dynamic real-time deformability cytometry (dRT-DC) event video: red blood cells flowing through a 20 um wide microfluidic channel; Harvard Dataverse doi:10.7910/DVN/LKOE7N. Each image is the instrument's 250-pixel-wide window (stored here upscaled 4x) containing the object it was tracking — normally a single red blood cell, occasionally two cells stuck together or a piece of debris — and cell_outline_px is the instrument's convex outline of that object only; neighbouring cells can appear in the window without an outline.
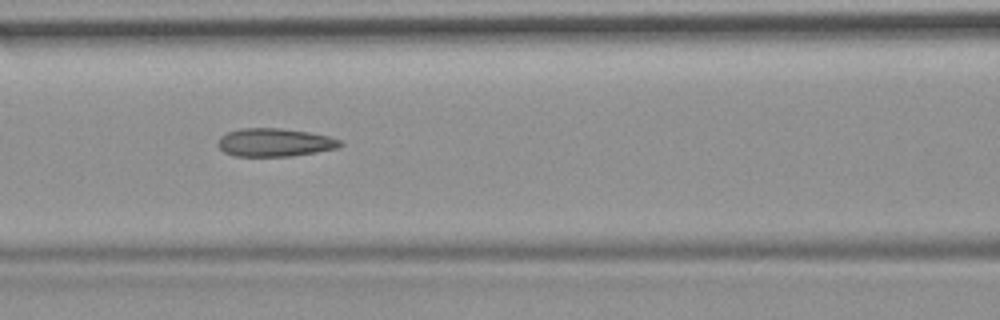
{"species": "common noctule bat (a hibernating species)", "species_latin": "Nyctalus noctula", "temperature_condition": "room temperature", "stored_images_in_passage": 15, "camera_frame_rate_fps": 3000, "um_per_image_px": 0.085, "animal": {"sex": "female", "body_mass_g": 19.9}, "frame": {"image": 1, "passage_image": 7, "time_ms": 7.667, "image_size_px": [1000, 320], "cell_outline_px": [[344, 144], [340, 148], [292, 156], [232, 156], [224, 152], [216, 144], [220, 136], [228, 132], [240, 128], [280, 128], [308, 132], [328, 136], [340, 140]], "centroid_in_image_um": [23.34, 12.11], "position_along_channel_um": 143.3, "area_um2": 20.23}, "authors_computed_cell_mechanics": {"area_um2": 19.652, "velocity_mm_per_s": 3.7106, "shape_relaxation_time_tau1_ms": 5.008, "shape_relaxation_time_tau2_ms": 1.3084, "deformation_change_tau1": 0.143, "deformation_change_tau2": 0.1073}}